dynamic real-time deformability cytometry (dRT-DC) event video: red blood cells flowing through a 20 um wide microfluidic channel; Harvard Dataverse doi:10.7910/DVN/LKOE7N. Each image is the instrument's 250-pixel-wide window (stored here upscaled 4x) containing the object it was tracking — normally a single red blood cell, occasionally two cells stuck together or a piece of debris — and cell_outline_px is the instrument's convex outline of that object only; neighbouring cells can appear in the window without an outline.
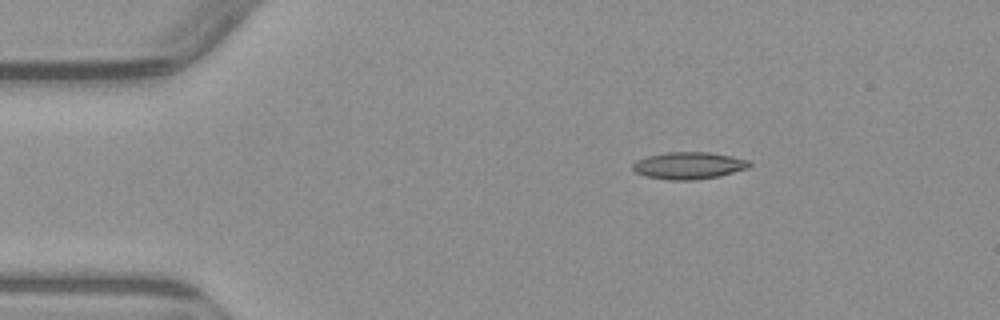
{"species": "common noctule bat (a hibernating species)", "species_latin": "Nyctalus noctula", "temperature_condition": "warm", "stored_images_in_passage": 3, "camera_frame_rate_fps": 3000, "um_per_image_px": 0.085, "animal": {"sex": "male", "body_mass_g": 23.1, "forearm_length_mm": 52.7}, "frame": {"image": 1, "passage_image": 3, "time_ms": 2.333, "image_size_px": [1000, 320], "cell_outline_px": [[752, 164], [748, 168], [720, 176], [696, 180], [668, 180], [644, 176], [636, 172], [632, 168], [632, 164], [636, 160], [648, 156], [668, 152], [708, 152], [732, 156], [748, 160]], "centroid_in_image_um": [58.54, 14.08], "position_along_channel_um": 26.5, "area_um2": 18.5}}